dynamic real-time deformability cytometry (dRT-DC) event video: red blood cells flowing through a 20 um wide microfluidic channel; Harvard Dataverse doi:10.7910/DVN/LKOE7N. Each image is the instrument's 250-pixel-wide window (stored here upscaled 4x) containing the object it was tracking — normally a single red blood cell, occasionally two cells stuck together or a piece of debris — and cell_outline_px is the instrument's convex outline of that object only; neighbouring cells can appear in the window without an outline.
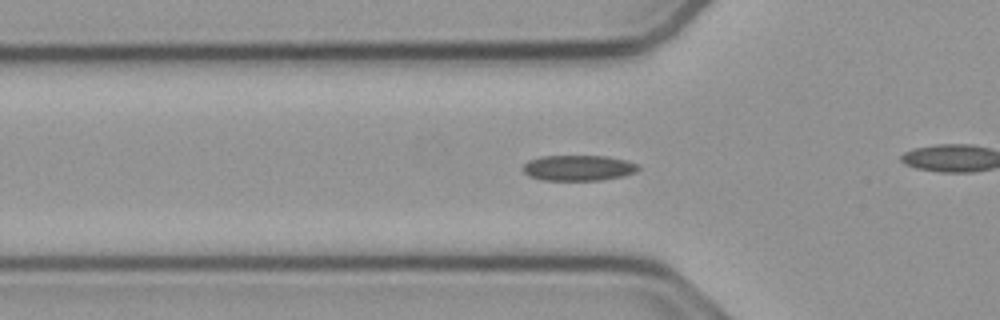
{"species": "common noctule bat (a hibernating species)", "species_latin": "Nyctalus noctula", "temperature_condition": "cold", "stored_images_in_passage": 42, "camera_frame_rate_fps": 3000, "um_per_image_px": 0.085, "animal": {"sex": "male", "body_mass_g": 23.1, "forearm_length_mm": 52.7}, "frame": {"image": 1, "passage_image": 5, "time_ms": 1.333, "image_size_px": [1000, 320], "cell_outline_px": [[640, 168], [636, 172], [624, 176], [600, 180], [544, 180], [528, 176], [520, 168], [528, 160], [540, 156], [608, 156], [628, 160], [640, 164]], "centroid_in_image_um": [49.18, 14.26], "position_along_channel_um": 76.6, "area_um2": 17.51}}
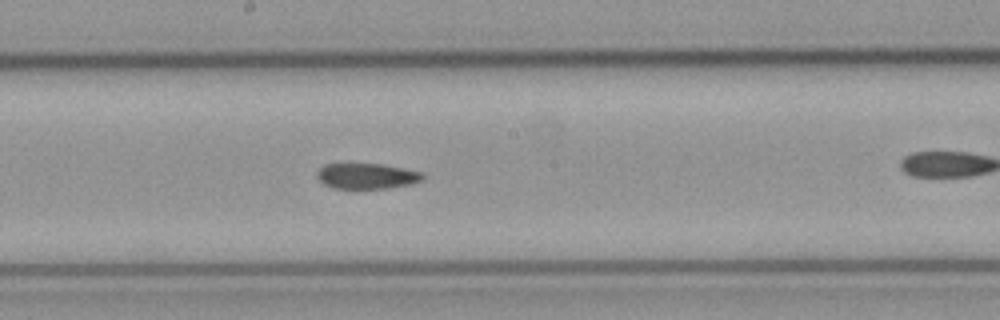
{"frame": {"image": 2, "passage_image": 16, "time_ms": 5.0, "image_size_px": [1000, 320], "cell_outline_px": [[424, 180], [412, 184], [388, 188], [332, 188], [324, 184], [316, 176], [316, 172], [324, 164], [380, 164], [404, 168], [424, 172]], "centroid_in_image_um": [31.21, 14.96], "position_along_channel_um": 217.0, "area_um2": 15.84}}
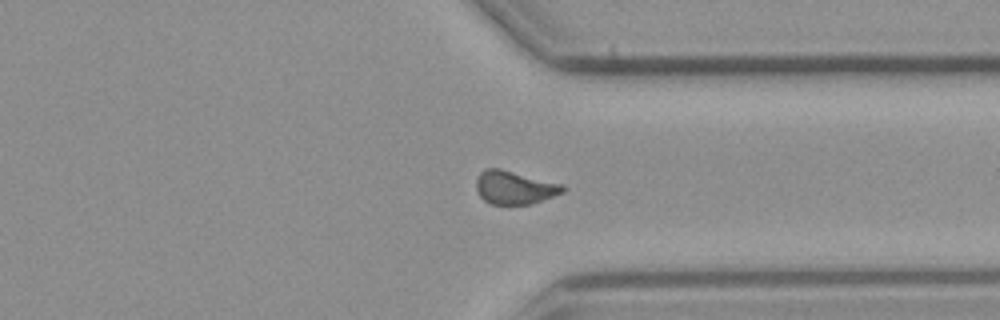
{"frame": {"image": 3, "passage_image": 28, "time_ms": 9.0, "image_size_px": [1000, 320], "cell_outline_px": [[568, 188], [564, 192], [532, 204], [492, 204], [484, 200], [480, 196], [476, 188], [476, 180], [480, 172], [484, 168], [500, 168], [564, 184]], "centroid_in_image_um": [43.76, 15.93], "position_along_channel_um": 367.6, "area_um2": 16.99}, "authors_computed_cell_mechanics": {"area_um2": 16.6753, "velocity_mm_per_s": 3.7961, "shape_relaxation_time_tau1_ms": null, "shape_relaxation_time_tau2_ms": 6.3417, "deformation_change_tau1": null, "deformation_change_tau2": 0.1285}}